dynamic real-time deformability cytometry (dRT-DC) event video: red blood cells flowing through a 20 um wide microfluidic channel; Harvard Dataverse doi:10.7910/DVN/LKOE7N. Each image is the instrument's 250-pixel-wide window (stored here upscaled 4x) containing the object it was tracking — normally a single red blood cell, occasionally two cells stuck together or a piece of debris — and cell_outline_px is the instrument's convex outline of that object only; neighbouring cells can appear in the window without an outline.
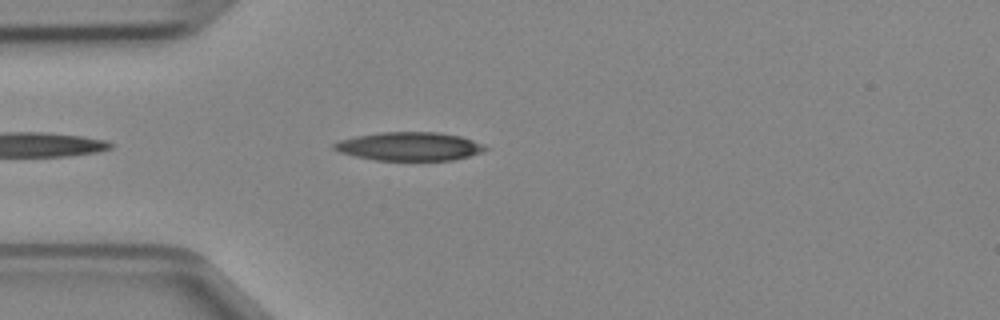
{"species": "Egyptian fruit bat (a non-hibernating species)", "species_latin": "Rousettus aegyptiacus", "temperature_condition": "cold", "stored_images_in_passage": 22, "camera_frame_rate_fps": 3000, "um_per_image_px": 0.085, "animal": {"sex": "female"}, "frame": {"image": 1, "passage_image": 1, "time_ms": 0.0, "image_size_px": [1000, 320], "cell_outline_px": [[488, 148], [480, 152], [468, 156], [452, 160], [376, 160], [356, 156], [340, 152], [332, 148], [332, 144], [340, 140], [356, 136], [380, 132], [436, 132], [460, 136], [484, 144]], "centroid_in_image_um": [34.78, 12.44], "position_along_channel_um": 50.2, "area_um2": 24.91}}